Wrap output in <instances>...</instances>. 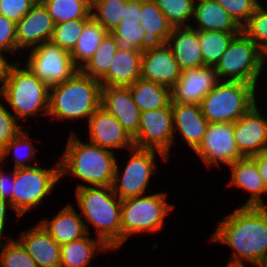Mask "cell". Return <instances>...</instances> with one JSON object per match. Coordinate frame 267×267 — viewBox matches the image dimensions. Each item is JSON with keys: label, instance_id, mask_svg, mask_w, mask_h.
<instances>
[{"label": "cell", "instance_id": "6da1fadb", "mask_svg": "<svg viewBox=\"0 0 267 267\" xmlns=\"http://www.w3.org/2000/svg\"><path fill=\"white\" fill-rule=\"evenodd\" d=\"M210 240L233 250L228 266L260 267L267 258V206H241L218 222Z\"/></svg>", "mask_w": 267, "mask_h": 267}, {"label": "cell", "instance_id": "7a4b0ae2", "mask_svg": "<svg viewBox=\"0 0 267 267\" xmlns=\"http://www.w3.org/2000/svg\"><path fill=\"white\" fill-rule=\"evenodd\" d=\"M59 161L60 178L68 173L86 182L82 186H112L116 158L113 151L82 142L72 131Z\"/></svg>", "mask_w": 267, "mask_h": 267}, {"label": "cell", "instance_id": "3957f363", "mask_svg": "<svg viewBox=\"0 0 267 267\" xmlns=\"http://www.w3.org/2000/svg\"><path fill=\"white\" fill-rule=\"evenodd\" d=\"M101 83L80 70L49 88L48 115L56 120L90 119L101 106Z\"/></svg>", "mask_w": 267, "mask_h": 267}, {"label": "cell", "instance_id": "277c9868", "mask_svg": "<svg viewBox=\"0 0 267 267\" xmlns=\"http://www.w3.org/2000/svg\"><path fill=\"white\" fill-rule=\"evenodd\" d=\"M82 216L95 226L99 238L108 248L121 246V204L112 186H82L75 189Z\"/></svg>", "mask_w": 267, "mask_h": 267}, {"label": "cell", "instance_id": "5b68a950", "mask_svg": "<svg viewBox=\"0 0 267 267\" xmlns=\"http://www.w3.org/2000/svg\"><path fill=\"white\" fill-rule=\"evenodd\" d=\"M21 62L9 63L0 81V96L13 110L18 121L36 116L39 111L48 115L49 88Z\"/></svg>", "mask_w": 267, "mask_h": 267}, {"label": "cell", "instance_id": "8992f818", "mask_svg": "<svg viewBox=\"0 0 267 267\" xmlns=\"http://www.w3.org/2000/svg\"><path fill=\"white\" fill-rule=\"evenodd\" d=\"M255 85L240 81H218L200 106L209 123H235L256 103Z\"/></svg>", "mask_w": 267, "mask_h": 267}, {"label": "cell", "instance_id": "52a82bcc", "mask_svg": "<svg viewBox=\"0 0 267 267\" xmlns=\"http://www.w3.org/2000/svg\"><path fill=\"white\" fill-rule=\"evenodd\" d=\"M265 54L243 32L237 34L214 67L219 81H240L258 86Z\"/></svg>", "mask_w": 267, "mask_h": 267}, {"label": "cell", "instance_id": "ba28073f", "mask_svg": "<svg viewBox=\"0 0 267 267\" xmlns=\"http://www.w3.org/2000/svg\"><path fill=\"white\" fill-rule=\"evenodd\" d=\"M166 198V193L159 192L122 200L121 246L133 234L155 233L163 228L164 218L174 209Z\"/></svg>", "mask_w": 267, "mask_h": 267}, {"label": "cell", "instance_id": "9c48e42d", "mask_svg": "<svg viewBox=\"0 0 267 267\" xmlns=\"http://www.w3.org/2000/svg\"><path fill=\"white\" fill-rule=\"evenodd\" d=\"M53 167L48 169L36 165L15 169L12 209L15 210L17 220L33 207L40 205L46 195L59 183L61 180L59 161Z\"/></svg>", "mask_w": 267, "mask_h": 267}, {"label": "cell", "instance_id": "30bf717a", "mask_svg": "<svg viewBox=\"0 0 267 267\" xmlns=\"http://www.w3.org/2000/svg\"><path fill=\"white\" fill-rule=\"evenodd\" d=\"M156 152L163 160L168 161V158L160 151L133 147L130 149L129 161L121 175L116 160L112 189L121 200L144 195L151 175L156 174Z\"/></svg>", "mask_w": 267, "mask_h": 267}, {"label": "cell", "instance_id": "8fae6325", "mask_svg": "<svg viewBox=\"0 0 267 267\" xmlns=\"http://www.w3.org/2000/svg\"><path fill=\"white\" fill-rule=\"evenodd\" d=\"M26 66L49 86L64 82L78 69L73 65L70 52L51 41L30 49Z\"/></svg>", "mask_w": 267, "mask_h": 267}, {"label": "cell", "instance_id": "7c38bea8", "mask_svg": "<svg viewBox=\"0 0 267 267\" xmlns=\"http://www.w3.org/2000/svg\"><path fill=\"white\" fill-rule=\"evenodd\" d=\"M174 137L171 103L165 108L141 112L139 130L133 138L135 147L157 150L168 158Z\"/></svg>", "mask_w": 267, "mask_h": 267}, {"label": "cell", "instance_id": "4fadbf2b", "mask_svg": "<svg viewBox=\"0 0 267 267\" xmlns=\"http://www.w3.org/2000/svg\"><path fill=\"white\" fill-rule=\"evenodd\" d=\"M208 166H229L243 158L234 139L233 123H209L205 136L194 151Z\"/></svg>", "mask_w": 267, "mask_h": 267}, {"label": "cell", "instance_id": "5bb4252c", "mask_svg": "<svg viewBox=\"0 0 267 267\" xmlns=\"http://www.w3.org/2000/svg\"><path fill=\"white\" fill-rule=\"evenodd\" d=\"M234 139L243 157L267 150V118L257 104L233 123Z\"/></svg>", "mask_w": 267, "mask_h": 267}, {"label": "cell", "instance_id": "9a60e30c", "mask_svg": "<svg viewBox=\"0 0 267 267\" xmlns=\"http://www.w3.org/2000/svg\"><path fill=\"white\" fill-rule=\"evenodd\" d=\"M89 142L107 150L132 149L133 138L122 128L119 121L103 107H99L87 121Z\"/></svg>", "mask_w": 267, "mask_h": 267}, {"label": "cell", "instance_id": "2e32d148", "mask_svg": "<svg viewBox=\"0 0 267 267\" xmlns=\"http://www.w3.org/2000/svg\"><path fill=\"white\" fill-rule=\"evenodd\" d=\"M182 75L171 49L164 44L159 48L143 51L141 78L172 89Z\"/></svg>", "mask_w": 267, "mask_h": 267}, {"label": "cell", "instance_id": "e0dca14e", "mask_svg": "<svg viewBox=\"0 0 267 267\" xmlns=\"http://www.w3.org/2000/svg\"><path fill=\"white\" fill-rule=\"evenodd\" d=\"M55 23L43 4H35L16 23L17 51L34 48L50 41Z\"/></svg>", "mask_w": 267, "mask_h": 267}, {"label": "cell", "instance_id": "ac0fdd59", "mask_svg": "<svg viewBox=\"0 0 267 267\" xmlns=\"http://www.w3.org/2000/svg\"><path fill=\"white\" fill-rule=\"evenodd\" d=\"M101 107L114 115L132 138L137 135L141 112L129 87H102Z\"/></svg>", "mask_w": 267, "mask_h": 267}, {"label": "cell", "instance_id": "d6986e66", "mask_svg": "<svg viewBox=\"0 0 267 267\" xmlns=\"http://www.w3.org/2000/svg\"><path fill=\"white\" fill-rule=\"evenodd\" d=\"M173 131L181 134V139L195 151L201 144L209 122L204 117L200 104L171 102Z\"/></svg>", "mask_w": 267, "mask_h": 267}, {"label": "cell", "instance_id": "ffe728a7", "mask_svg": "<svg viewBox=\"0 0 267 267\" xmlns=\"http://www.w3.org/2000/svg\"><path fill=\"white\" fill-rule=\"evenodd\" d=\"M218 81L214 67L183 70L180 79L171 89V102L200 104Z\"/></svg>", "mask_w": 267, "mask_h": 267}, {"label": "cell", "instance_id": "44dd1931", "mask_svg": "<svg viewBox=\"0 0 267 267\" xmlns=\"http://www.w3.org/2000/svg\"><path fill=\"white\" fill-rule=\"evenodd\" d=\"M231 179L228 186H237L250 193L248 200L241 206H267L262 195L267 193V187L259 174L257 163L251 157H243L230 164Z\"/></svg>", "mask_w": 267, "mask_h": 267}, {"label": "cell", "instance_id": "7402d4cb", "mask_svg": "<svg viewBox=\"0 0 267 267\" xmlns=\"http://www.w3.org/2000/svg\"><path fill=\"white\" fill-rule=\"evenodd\" d=\"M71 204L62 207L52 219L38 222L60 246L90 234L88 225Z\"/></svg>", "mask_w": 267, "mask_h": 267}, {"label": "cell", "instance_id": "603a6c76", "mask_svg": "<svg viewBox=\"0 0 267 267\" xmlns=\"http://www.w3.org/2000/svg\"><path fill=\"white\" fill-rule=\"evenodd\" d=\"M166 45L171 49L181 70L206 67L199 45L198 30L191 27H174Z\"/></svg>", "mask_w": 267, "mask_h": 267}, {"label": "cell", "instance_id": "cb8c5ba5", "mask_svg": "<svg viewBox=\"0 0 267 267\" xmlns=\"http://www.w3.org/2000/svg\"><path fill=\"white\" fill-rule=\"evenodd\" d=\"M38 267H60L61 246L39 224L22 232L18 240Z\"/></svg>", "mask_w": 267, "mask_h": 267}, {"label": "cell", "instance_id": "d4e9b609", "mask_svg": "<svg viewBox=\"0 0 267 267\" xmlns=\"http://www.w3.org/2000/svg\"><path fill=\"white\" fill-rule=\"evenodd\" d=\"M142 51L117 50L109 71L99 80L102 87H128L141 78Z\"/></svg>", "mask_w": 267, "mask_h": 267}, {"label": "cell", "instance_id": "484cf974", "mask_svg": "<svg viewBox=\"0 0 267 267\" xmlns=\"http://www.w3.org/2000/svg\"><path fill=\"white\" fill-rule=\"evenodd\" d=\"M140 25L145 34L143 38V51L159 48L166 44L173 26L157 6L154 0H143L141 3Z\"/></svg>", "mask_w": 267, "mask_h": 267}, {"label": "cell", "instance_id": "4316f807", "mask_svg": "<svg viewBox=\"0 0 267 267\" xmlns=\"http://www.w3.org/2000/svg\"><path fill=\"white\" fill-rule=\"evenodd\" d=\"M198 31L240 33L242 28L216 0H196L193 18Z\"/></svg>", "mask_w": 267, "mask_h": 267}, {"label": "cell", "instance_id": "83f0119b", "mask_svg": "<svg viewBox=\"0 0 267 267\" xmlns=\"http://www.w3.org/2000/svg\"><path fill=\"white\" fill-rule=\"evenodd\" d=\"M99 238L87 234L83 238L61 245L60 267H88L97 252L110 251Z\"/></svg>", "mask_w": 267, "mask_h": 267}, {"label": "cell", "instance_id": "f1b7e54d", "mask_svg": "<svg viewBox=\"0 0 267 267\" xmlns=\"http://www.w3.org/2000/svg\"><path fill=\"white\" fill-rule=\"evenodd\" d=\"M128 87L140 112L165 108L172 101L171 89L153 81L139 78Z\"/></svg>", "mask_w": 267, "mask_h": 267}, {"label": "cell", "instance_id": "f546056e", "mask_svg": "<svg viewBox=\"0 0 267 267\" xmlns=\"http://www.w3.org/2000/svg\"><path fill=\"white\" fill-rule=\"evenodd\" d=\"M108 33L92 16L85 21L83 32L70 52L73 65L78 70L90 60Z\"/></svg>", "mask_w": 267, "mask_h": 267}, {"label": "cell", "instance_id": "4dcf8cb0", "mask_svg": "<svg viewBox=\"0 0 267 267\" xmlns=\"http://www.w3.org/2000/svg\"><path fill=\"white\" fill-rule=\"evenodd\" d=\"M237 34L239 33L198 31L204 65L215 67Z\"/></svg>", "mask_w": 267, "mask_h": 267}, {"label": "cell", "instance_id": "1f68e13d", "mask_svg": "<svg viewBox=\"0 0 267 267\" xmlns=\"http://www.w3.org/2000/svg\"><path fill=\"white\" fill-rule=\"evenodd\" d=\"M43 5L55 24L91 16V0H45Z\"/></svg>", "mask_w": 267, "mask_h": 267}, {"label": "cell", "instance_id": "d6a6232c", "mask_svg": "<svg viewBox=\"0 0 267 267\" xmlns=\"http://www.w3.org/2000/svg\"><path fill=\"white\" fill-rule=\"evenodd\" d=\"M117 50L115 37L108 33L94 55L80 71L91 78L100 80L109 71Z\"/></svg>", "mask_w": 267, "mask_h": 267}, {"label": "cell", "instance_id": "836d02e7", "mask_svg": "<svg viewBox=\"0 0 267 267\" xmlns=\"http://www.w3.org/2000/svg\"><path fill=\"white\" fill-rule=\"evenodd\" d=\"M128 0H91V16L109 33L123 21L124 5Z\"/></svg>", "mask_w": 267, "mask_h": 267}, {"label": "cell", "instance_id": "e575fe53", "mask_svg": "<svg viewBox=\"0 0 267 267\" xmlns=\"http://www.w3.org/2000/svg\"><path fill=\"white\" fill-rule=\"evenodd\" d=\"M28 133L24 130H21L0 152V163L5 161L6 156L10 153H13L14 157V169L24 168V167H33L38 164L32 165L31 162L34 161L36 156V148L32 145ZM13 149V152H12ZM23 153H19L20 151ZM24 161H31L30 164L24 163Z\"/></svg>", "mask_w": 267, "mask_h": 267}, {"label": "cell", "instance_id": "d590c367", "mask_svg": "<svg viewBox=\"0 0 267 267\" xmlns=\"http://www.w3.org/2000/svg\"><path fill=\"white\" fill-rule=\"evenodd\" d=\"M174 27L191 26L196 0H154ZM188 23V24H187Z\"/></svg>", "mask_w": 267, "mask_h": 267}, {"label": "cell", "instance_id": "8d00e7d4", "mask_svg": "<svg viewBox=\"0 0 267 267\" xmlns=\"http://www.w3.org/2000/svg\"><path fill=\"white\" fill-rule=\"evenodd\" d=\"M119 50L142 51L145 31L138 22H120L111 32Z\"/></svg>", "mask_w": 267, "mask_h": 267}, {"label": "cell", "instance_id": "74e56055", "mask_svg": "<svg viewBox=\"0 0 267 267\" xmlns=\"http://www.w3.org/2000/svg\"><path fill=\"white\" fill-rule=\"evenodd\" d=\"M1 267H38L22 244L11 236L3 244L0 241Z\"/></svg>", "mask_w": 267, "mask_h": 267}, {"label": "cell", "instance_id": "f35d334b", "mask_svg": "<svg viewBox=\"0 0 267 267\" xmlns=\"http://www.w3.org/2000/svg\"><path fill=\"white\" fill-rule=\"evenodd\" d=\"M86 20L87 19H77L55 24L50 41L58 45L60 48L71 52L83 32Z\"/></svg>", "mask_w": 267, "mask_h": 267}, {"label": "cell", "instance_id": "ab89813d", "mask_svg": "<svg viewBox=\"0 0 267 267\" xmlns=\"http://www.w3.org/2000/svg\"><path fill=\"white\" fill-rule=\"evenodd\" d=\"M242 31L265 54L267 53V9L261 4L255 9Z\"/></svg>", "mask_w": 267, "mask_h": 267}, {"label": "cell", "instance_id": "60d3db41", "mask_svg": "<svg viewBox=\"0 0 267 267\" xmlns=\"http://www.w3.org/2000/svg\"><path fill=\"white\" fill-rule=\"evenodd\" d=\"M242 28L259 6V0H216Z\"/></svg>", "mask_w": 267, "mask_h": 267}, {"label": "cell", "instance_id": "b9f144b4", "mask_svg": "<svg viewBox=\"0 0 267 267\" xmlns=\"http://www.w3.org/2000/svg\"><path fill=\"white\" fill-rule=\"evenodd\" d=\"M0 102V152L23 129L15 116Z\"/></svg>", "mask_w": 267, "mask_h": 267}, {"label": "cell", "instance_id": "7bdbcfd3", "mask_svg": "<svg viewBox=\"0 0 267 267\" xmlns=\"http://www.w3.org/2000/svg\"><path fill=\"white\" fill-rule=\"evenodd\" d=\"M16 54L17 38H16V23L0 15V52Z\"/></svg>", "mask_w": 267, "mask_h": 267}, {"label": "cell", "instance_id": "ee69618b", "mask_svg": "<svg viewBox=\"0 0 267 267\" xmlns=\"http://www.w3.org/2000/svg\"><path fill=\"white\" fill-rule=\"evenodd\" d=\"M33 6L31 0H0V15L17 23Z\"/></svg>", "mask_w": 267, "mask_h": 267}, {"label": "cell", "instance_id": "f6af8a7d", "mask_svg": "<svg viewBox=\"0 0 267 267\" xmlns=\"http://www.w3.org/2000/svg\"><path fill=\"white\" fill-rule=\"evenodd\" d=\"M1 164V163H0ZM2 166L0 167V198L8 201L12 209V193H13V184L15 181V169L11 176H6Z\"/></svg>", "mask_w": 267, "mask_h": 267}, {"label": "cell", "instance_id": "bcb514c9", "mask_svg": "<svg viewBox=\"0 0 267 267\" xmlns=\"http://www.w3.org/2000/svg\"><path fill=\"white\" fill-rule=\"evenodd\" d=\"M142 1L143 0H128L124 5L123 21L121 22L140 23Z\"/></svg>", "mask_w": 267, "mask_h": 267}, {"label": "cell", "instance_id": "7dc6e473", "mask_svg": "<svg viewBox=\"0 0 267 267\" xmlns=\"http://www.w3.org/2000/svg\"><path fill=\"white\" fill-rule=\"evenodd\" d=\"M251 158L257 163L259 174L262 176L267 187V150L253 155Z\"/></svg>", "mask_w": 267, "mask_h": 267}, {"label": "cell", "instance_id": "c3c4849f", "mask_svg": "<svg viewBox=\"0 0 267 267\" xmlns=\"http://www.w3.org/2000/svg\"><path fill=\"white\" fill-rule=\"evenodd\" d=\"M10 207L11 205L8 201L1 199L0 198V241H3V236H4V228H5V221L7 218V208Z\"/></svg>", "mask_w": 267, "mask_h": 267}, {"label": "cell", "instance_id": "681fc988", "mask_svg": "<svg viewBox=\"0 0 267 267\" xmlns=\"http://www.w3.org/2000/svg\"><path fill=\"white\" fill-rule=\"evenodd\" d=\"M9 63H10V61L8 62L5 55L0 52V81L4 77L5 72H6V68H7Z\"/></svg>", "mask_w": 267, "mask_h": 267}, {"label": "cell", "instance_id": "f907efd6", "mask_svg": "<svg viewBox=\"0 0 267 267\" xmlns=\"http://www.w3.org/2000/svg\"><path fill=\"white\" fill-rule=\"evenodd\" d=\"M33 4H43L45 0H31Z\"/></svg>", "mask_w": 267, "mask_h": 267}, {"label": "cell", "instance_id": "816d5d0a", "mask_svg": "<svg viewBox=\"0 0 267 267\" xmlns=\"http://www.w3.org/2000/svg\"><path fill=\"white\" fill-rule=\"evenodd\" d=\"M260 267H267V258L265 259V261L263 262V264Z\"/></svg>", "mask_w": 267, "mask_h": 267}, {"label": "cell", "instance_id": "f5cc1de1", "mask_svg": "<svg viewBox=\"0 0 267 267\" xmlns=\"http://www.w3.org/2000/svg\"><path fill=\"white\" fill-rule=\"evenodd\" d=\"M226 267H242V266H228V265H227ZM244 267H246V266H244Z\"/></svg>", "mask_w": 267, "mask_h": 267}, {"label": "cell", "instance_id": "db71d44e", "mask_svg": "<svg viewBox=\"0 0 267 267\" xmlns=\"http://www.w3.org/2000/svg\"><path fill=\"white\" fill-rule=\"evenodd\" d=\"M266 60H267V53H265V62H266Z\"/></svg>", "mask_w": 267, "mask_h": 267}]
</instances>
